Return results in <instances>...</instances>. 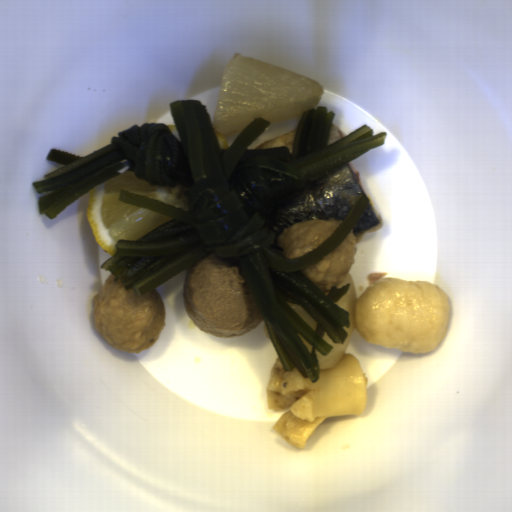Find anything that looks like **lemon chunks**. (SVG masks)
<instances>
[{
    "instance_id": "lemon-chunks-1",
    "label": "lemon chunks",
    "mask_w": 512,
    "mask_h": 512,
    "mask_svg": "<svg viewBox=\"0 0 512 512\" xmlns=\"http://www.w3.org/2000/svg\"><path fill=\"white\" fill-rule=\"evenodd\" d=\"M121 161L123 168L117 171L120 174L90 189L86 208L96 243L110 255L116 254L117 241H136L172 219L119 201L122 190L191 211L189 199L184 194L186 186L180 183L173 186L152 185L129 170L130 162Z\"/></svg>"
},
{
    "instance_id": "lemon-chunks-2",
    "label": "lemon chunks",
    "mask_w": 512,
    "mask_h": 512,
    "mask_svg": "<svg viewBox=\"0 0 512 512\" xmlns=\"http://www.w3.org/2000/svg\"><path fill=\"white\" fill-rule=\"evenodd\" d=\"M216 133V137H217V142H218V145L220 147V149H227L228 148V137H223L222 135H220L219 133Z\"/></svg>"
},
{
    "instance_id": "lemon-chunks-3",
    "label": "lemon chunks",
    "mask_w": 512,
    "mask_h": 512,
    "mask_svg": "<svg viewBox=\"0 0 512 512\" xmlns=\"http://www.w3.org/2000/svg\"><path fill=\"white\" fill-rule=\"evenodd\" d=\"M167 126L170 129V131L172 132V134L174 135V137L181 142L180 135H179V132H178V129H177L176 125L169 123V124H167Z\"/></svg>"
}]
</instances>
